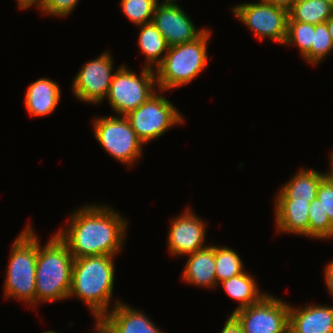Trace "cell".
I'll list each match as a JSON object with an SVG mask.
<instances>
[{"label":"cell","instance_id":"1","mask_svg":"<svg viewBox=\"0 0 333 333\" xmlns=\"http://www.w3.org/2000/svg\"><path fill=\"white\" fill-rule=\"evenodd\" d=\"M67 228L57 231L74 259L121 253L128 220L110 205L86 204L72 212Z\"/></svg>","mask_w":333,"mask_h":333},{"label":"cell","instance_id":"2","mask_svg":"<svg viewBox=\"0 0 333 333\" xmlns=\"http://www.w3.org/2000/svg\"><path fill=\"white\" fill-rule=\"evenodd\" d=\"M116 256L97 255L74 259L68 298L77 297L98 321L111 309Z\"/></svg>","mask_w":333,"mask_h":333},{"label":"cell","instance_id":"3","mask_svg":"<svg viewBox=\"0 0 333 333\" xmlns=\"http://www.w3.org/2000/svg\"><path fill=\"white\" fill-rule=\"evenodd\" d=\"M74 257L67 245L53 234L41 247L38 238V255L35 272V306L68 299L71 287Z\"/></svg>","mask_w":333,"mask_h":333},{"label":"cell","instance_id":"4","mask_svg":"<svg viewBox=\"0 0 333 333\" xmlns=\"http://www.w3.org/2000/svg\"><path fill=\"white\" fill-rule=\"evenodd\" d=\"M14 240L10 249L9 261L4 280L5 298L18 299L35 307V272L38 255V236L35 234L32 224Z\"/></svg>","mask_w":333,"mask_h":333},{"label":"cell","instance_id":"5","mask_svg":"<svg viewBox=\"0 0 333 333\" xmlns=\"http://www.w3.org/2000/svg\"><path fill=\"white\" fill-rule=\"evenodd\" d=\"M209 28L196 40L169 47L163 61L155 68L158 90L178 89L193 81L209 63Z\"/></svg>","mask_w":333,"mask_h":333},{"label":"cell","instance_id":"6","mask_svg":"<svg viewBox=\"0 0 333 333\" xmlns=\"http://www.w3.org/2000/svg\"><path fill=\"white\" fill-rule=\"evenodd\" d=\"M116 69L105 99L116 115L125 116L157 92L156 74L144 66L139 75L125 64Z\"/></svg>","mask_w":333,"mask_h":333},{"label":"cell","instance_id":"7","mask_svg":"<svg viewBox=\"0 0 333 333\" xmlns=\"http://www.w3.org/2000/svg\"><path fill=\"white\" fill-rule=\"evenodd\" d=\"M92 124L95 139L115 160L132 168L141 159L144 144L125 116L95 117Z\"/></svg>","mask_w":333,"mask_h":333},{"label":"cell","instance_id":"8","mask_svg":"<svg viewBox=\"0 0 333 333\" xmlns=\"http://www.w3.org/2000/svg\"><path fill=\"white\" fill-rule=\"evenodd\" d=\"M159 91V92H158ZM157 90L146 102L125 115L138 138L147 144L161 137L174 125L184 124L183 115Z\"/></svg>","mask_w":333,"mask_h":333},{"label":"cell","instance_id":"9","mask_svg":"<svg viewBox=\"0 0 333 333\" xmlns=\"http://www.w3.org/2000/svg\"><path fill=\"white\" fill-rule=\"evenodd\" d=\"M290 304L266 294L260 301L231 313L244 333H289Z\"/></svg>","mask_w":333,"mask_h":333},{"label":"cell","instance_id":"10","mask_svg":"<svg viewBox=\"0 0 333 333\" xmlns=\"http://www.w3.org/2000/svg\"><path fill=\"white\" fill-rule=\"evenodd\" d=\"M234 16L252 31L257 39H270L284 44L287 35L288 10L262 0L231 8Z\"/></svg>","mask_w":333,"mask_h":333},{"label":"cell","instance_id":"11","mask_svg":"<svg viewBox=\"0 0 333 333\" xmlns=\"http://www.w3.org/2000/svg\"><path fill=\"white\" fill-rule=\"evenodd\" d=\"M112 59L110 51H105L81 67L72 81L71 90L77 99L96 105L105 100L115 73Z\"/></svg>","mask_w":333,"mask_h":333},{"label":"cell","instance_id":"12","mask_svg":"<svg viewBox=\"0 0 333 333\" xmlns=\"http://www.w3.org/2000/svg\"><path fill=\"white\" fill-rule=\"evenodd\" d=\"M192 209L188 208L171 221L167 247L173 256H188L208 245L206 242V225Z\"/></svg>","mask_w":333,"mask_h":333},{"label":"cell","instance_id":"13","mask_svg":"<svg viewBox=\"0 0 333 333\" xmlns=\"http://www.w3.org/2000/svg\"><path fill=\"white\" fill-rule=\"evenodd\" d=\"M152 23L169 47L194 41L207 30V28H196L187 13L178 4H157Z\"/></svg>","mask_w":333,"mask_h":333},{"label":"cell","instance_id":"14","mask_svg":"<svg viewBox=\"0 0 333 333\" xmlns=\"http://www.w3.org/2000/svg\"><path fill=\"white\" fill-rule=\"evenodd\" d=\"M112 309L98 321L110 333H164L143 311L115 300Z\"/></svg>","mask_w":333,"mask_h":333},{"label":"cell","instance_id":"15","mask_svg":"<svg viewBox=\"0 0 333 333\" xmlns=\"http://www.w3.org/2000/svg\"><path fill=\"white\" fill-rule=\"evenodd\" d=\"M302 307L290 305L289 333H333V305L306 302Z\"/></svg>","mask_w":333,"mask_h":333},{"label":"cell","instance_id":"16","mask_svg":"<svg viewBox=\"0 0 333 333\" xmlns=\"http://www.w3.org/2000/svg\"><path fill=\"white\" fill-rule=\"evenodd\" d=\"M274 205L278 233L309 237L310 202L297 199H275Z\"/></svg>","mask_w":333,"mask_h":333},{"label":"cell","instance_id":"17","mask_svg":"<svg viewBox=\"0 0 333 333\" xmlns=\"http://www.w3.org/2000/svg\"><path fill=\"white\" fill-rule=\"evenodd\" d=\"M185 283L202 287H218L215 275V245H209L188 255L182 271Z\"/></svg>","mask_w":333,"mask_h":333},{"label":"cell","instance_id":"18","mask_svg":"<svg viewBox=\"0 0 333 333\" xmlns=\"http://www.w3.org/2000/svg\"><path fill=\"white\" fill-rule=\"evenodd\" d=\"M60 98V85L55 80L43 77L28 86L24 104L29 115L33 117L47 116L55 111Z\"/></svg>","mask_w":333,"mask_h":333},{"label":"cell","instance_id":"19","mask_svg":"<svg viewBox=\"0 0 333 333\" xmlns=\"http://www.w3.org/2000/svg\"><path fill=\"white\" fill-rule=\"evenodd\" d=\"M327 176L326 172L301 168L281 187L275 199H297L311 202L317 196L320 182Z\"/></svg>","mask_w":333,"mask_h":333},{"label":"cell","instance_id":"20","mask_svg":"<svg viewBox=\"0 0 333 333\" xmlns=\"http://www.w3.org/2000/svg\"><path fill=\"white\" fill-rule=\"evenodd\" d=\"M256 278L248 274L247 271L237 276L231 277L220 282L218 285L223 287L231 299L238 301V306L233 312L248 307L260 301L266 294L260 292Z\"/></svg>","mask_w":333,"mask_h":333},{"label":"cell","instance_id":"21","mask_svg":"<svg viewBox=\"0 0 333 333\" xmlns=\"http://www.w3.org/2000/svg\"><path fill=\"white\" fill-rule=\"evenodd\" d=\"M140 29L138 45L145 56L146 68L154 69L163 61L169 46L156 26L150 22L138 25Z\"/></svg>","mask_w":333,"mask_h":333},{"label":"cell","instance_id":"22","mask_svg":"<svg viewBox=\"0 0 333 333\" xmlns=\"http://www.w3.org/2000/svg\"><path fill=\"white\" fill-rule=\"evenodd\" d=\"M333 15V4L324 0H296L288 10V20L321 24Z\"/></svg>","mask_w":333,"mask_h":333},{"label":"cell","instance_id":"23","mask_svg":"<svg viewBox=\"0 0 333 333\" xmlns=\"http://www.w3.org/2000/svg\"><path fill=\"white\" fill-rule=\"evenodd\" d=\"M245 271L243 261L234 249L227 246H215V275L217 285Z\"/></svg>","mask_w":333,"mask_h":333},{"label":"cell","instance_id":"24","mask_svg":"<svg viewBox=\"0 0 333 333\" xmlns=\"http://www.w3.org/2000/svg\"><path fill=\"white\" fill-rule=\"evenodd\" d=\"M315 25L299 21H287V35L283 45H294L300 50L302 59L311 64V46Z\"/></svg>","mask_w":333,"mask_h":333},{"label":"cell","instance_id":"25","mask_svg":"<svg viewBox=\"0 0 333 333\" xmlns=\"http://www.w3.org/2000/svg\"><path fill=\"white\" fill-rule=\"evenodd\" d=\"M308 216L309 237L316 240L333 238V224L330 222L327 213L322 209L318 198H315L310 202Z\"/></svg>","mask_w":333,"mask_h":333},{"label":"cell","instance_id":"26","mask_svg":"<svg viewBox=\"0 0 333 333\" xmlns=\"http://www.w3.org/2000/svg\"><path fill=\"white\" fill-rule=\"evenodd\" d=\"M155 0H121L120 7L123 14L134 25H142L152 22Z\"/></svg>","mask_w":333,"mask_h":333},{"label":"cell","instance_id":"27","mask_svg":"<svg viewBox=\"0 0 333 333\" xmlns=\"http://www.w3.org/2000/svg\"><path fill=\"white\" fill-rule=\"evenodd\" d=\"M333 50V42L331 40L326 22L315 25L313 32V42L311 46V64L318 65L327 58Z\"/></svg>","mask_w":333,"mask_h":333},{"label":"cell","instance_id":"28","mask_svg":"<svg viewBox=\"0 0 333 333\" xmlns=\"http://www.w3.org/2000/svg\"><path fill=\"white\" fill-rule=\"evenodd\" d=\"M79 0H44L42 14L57 18L66 17L76 8Z\"/></svg>","mask_w":333,"mask_h":333},{"label":"cell","instance_id":"29","mask_svg":"<svg viewBox=\"0 0 333 333\" xmlns=\"http://www.w3.org/2000/svg\"><path fill=\"white\" fill-rule=\"evenodd\" d=\"M318 200L324 212L327 213L330 222L333 224V181L326 176L317 190Z\"/></svg>","mask_w":333,"mask_h":333},{"label":"cell","instance_id":"30","mask_svg":"<svg viewBox=\"0 0 333 333\" xmlns=\"http://www.w3.org/2000/svg\"><path fill=\"white\" fill-rule=\"evenodd\" d=\"M324 278L327 291L333 297V260L325 265Z\"/></svg>","mask_w":333,"mask_h":333},{"label":"cell","instance_id":"31","mask_svg":"<svg viewBox=\"0 0 333 333\" xmlns=\"http://www.w3.org/2000/svg\"><path fill=\"white\" fill-rule=\"evenodd\" d=\"M220 333H244V331L238 322L230 315Z\"/></svg>","mask_w":333,"mask_h":333},{"label":"cell","instance_id":"32","mask_svg":"<svg viewBox=\"0 0 333 333\" xmlns=\"http://www.w3.org/2000/svg\"><path fill=\"white\" fill-rule=\"evenodd\" d=\"M18 2L19 8L24 10V9H29L31 6H36L38 10H42L44 0H16Z\"/></svg>","mask_w":333,"mask_h":333},{"label":"cell","instance_id":"33","mask_svg":"<svg viewBox=\"0 0 333 333\" xmlns=\"http://www.w3.org/2000/svg\"><path fill=\"white\" fill-rule=\"evenodd\" d=\"M264 2L283 7L289 10L296 0H262Z\"/></svg>","mask_w":333,"mask_h":333},{"label":"cell","instance_id":"34","mask_svg":"<svg viewBox=\"0 0 333 333\" xmlns=\"http://www.w3.org/2000/svg\"><path fill=\"white\" fill-rule=\"evenodd\" d=\"M94 327L95 333H110L99 321H95Z\"/></svg>","mask_w":333,"mask_h":333},{"label":"cell","instance_id":"35","mask_svg":"<svg viewBox=\"0 0 333 333\" xmlns=\"http://www.w3.org/2000/svg\"><path fill=\"white\" fill-rule=\"evenodd\" d=\"M331 154L329 156L330 165H329V171L326 172L327 176L333 181V150H331Z\"/></svg>","mask_w":333,"mask_h":333},{"label":"cell","instance_id":"36","mask_svg":"<svg viewBox=\"0 0 333 333\" xmlns=\"http://www.w3.org/2000/svg\"><path fill=\"white\" fill-rule=\"evenodd\" d=\"M327 28L331 37V40L333 42V15L326 21Z\"/></svg>","mask_w":333,"mask_h":333},{"label":"cell","instance_id":"37","mask_svg":"<svg viewBox=\"0 0 333 333\" xmlns=\"http://www.w3.org/2000/svg\"><path fill=\"white\" fill-rule=\"evenodd\" d=\"M157 4H177L178 0H162V2H160L159 0H155Z\"/></svg>","mask_w":333,"mask_h":333},{"label":"cell","instance_id":"38","mask_svg":"<svg viewBox=\"0 0 333 333\" xmlns=\"http://www.w3.org/2000/svg\"><path fill=\"white\" fill-rule=\"evenodd\" d=\"M43 333H59V332H55V331H52V330H48V331L43 332Z\"/></svg>","mask_w":333,"mask_h":333},{"label":"cell","instance_id":"39","mask_svg":"<svg viewBox=\"0 0 333 333\" xmlns=\"http://www.w3.org/2000/svg\"><path fill=\"white\" fill-rule=\"evenodd\" d=\"M324 1H327V2H329L331 4H333V0H324Z\"/></svg>","mask_w":333,"mask_h":333}]
</instances>
